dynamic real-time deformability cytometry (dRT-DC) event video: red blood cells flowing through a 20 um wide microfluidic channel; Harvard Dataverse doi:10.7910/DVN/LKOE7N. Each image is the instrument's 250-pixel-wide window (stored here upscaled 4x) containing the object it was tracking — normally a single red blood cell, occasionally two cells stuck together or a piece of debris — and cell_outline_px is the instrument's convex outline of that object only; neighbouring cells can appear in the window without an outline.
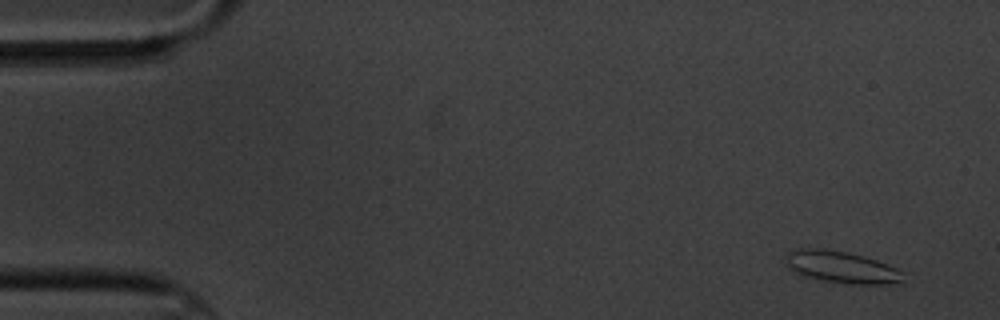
{"species": "common noctule bat (a hibernating species)", "species_latin": "Nyctalus noctula", "temperature_condition": "cold", "stored_images_in_passage": 7, "camera_frame_rate_fps": 3000, "um_per_image_px": 0.085, "animal": {"sex": "male", "body_mass_g": 20.1, "forearm_length_mm": 53.5}, "frame": {"image": 1, "passage_image": 1, "time_ms": 0.0, "image_size_px": [1000, 320], "cell_outline_px": [[904, 272], [900, 280], [892, 284], [852, 284], [820, 280], [804, 276], [792, 272], [784, 264], [784, 256], [788, 252], [800, 248], [824, 248], [848, 252], [864, 256], [876, 260], [896, 268]], "centroid_in_image_um": [71.43, 22.69], "position_along_channel_um": 13.6, "area_um2": 22.08}}
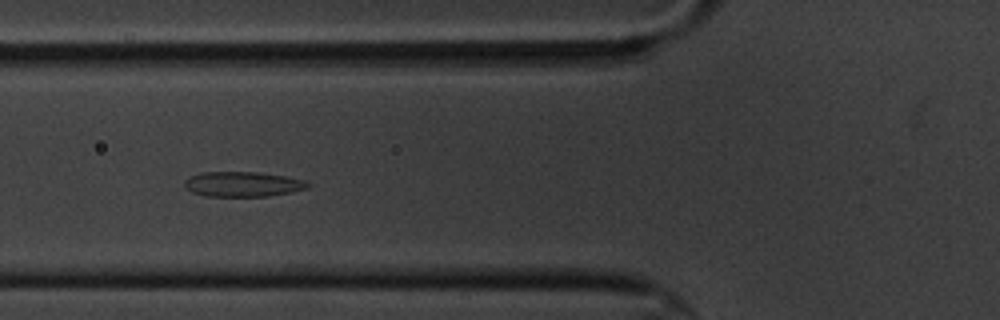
{"frame": {"image": 2, "passage_image": 6, "time_ms": 6.0, "image_size_px": [1000, 320], "cell_outline_px": [[312, 184], [308, 188], [292, 192], [268, 196], [204, 196], [192, 192], [184, 188], [184, 180], [192, 176], [204, 172], [260, 172], [308, 180]], "centroid_in_image_um": [20.68, 15.65], "position_along_channel_um": 105.1, "area_um2": 18.15}}
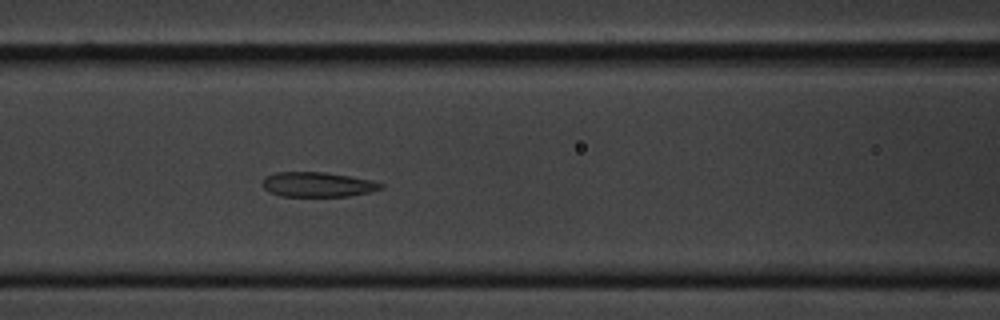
{"frame": {"image": 3, "passage_image": 7, "time_ms": 7.0, "image_size_px": [1000, 320], "cell_outline_px": [[384, 188], [368, 192], [348, 196], [280, 196], [268, 192], [260, 184], [264, 176], [276, 172], [324, 172], [348, 176], [368, 180], [384, 184]], "centroid_in_image_um": [26.91, 15.68], "position_along_channel_um": 139.7, "area_um2": 17.11}}